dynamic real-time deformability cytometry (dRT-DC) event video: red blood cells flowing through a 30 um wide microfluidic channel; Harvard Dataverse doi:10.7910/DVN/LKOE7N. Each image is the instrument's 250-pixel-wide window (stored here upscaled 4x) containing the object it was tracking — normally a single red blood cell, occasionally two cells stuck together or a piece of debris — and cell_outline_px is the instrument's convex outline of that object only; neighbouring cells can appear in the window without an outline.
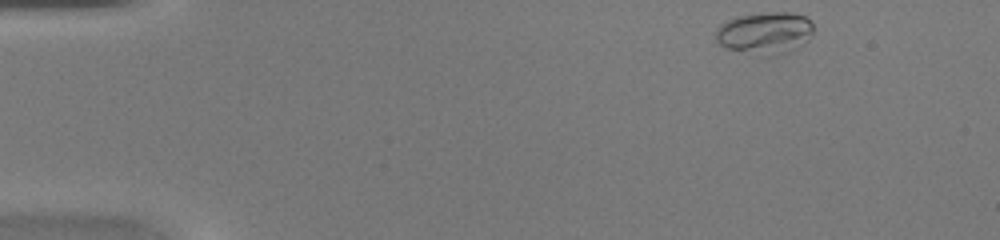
{"species": "common noctule bat (a hibernating species)", "species_latin": "Nyctalus noctula", "temperature_condition": "warm", "stored_images_in_passage": 40, "camera_frame_rate_fps": 3000, "um_per_image_px": 0.085, "animal": {"sex": "female", "body_mass_g": 20.0, "forearm_length_mm": 54.0}, "frame": {"image": 1, "passage_image": 1, "time_ms": 0.0, "image_size_px": [1000, 240], "cell_outline_px": [[812, 36], [804, 44], [780, 56], [760, 56], [728, 48], [720, 44], [716, 40], [716, 28], [720, 24], [736, 16], [768, 12], [788, 12], [804, 16], [812, 20]], "centroid_in_image_um": [65.04, 2.81], "position_along_channel_um": 20.0, "area_um2": 24.28}}
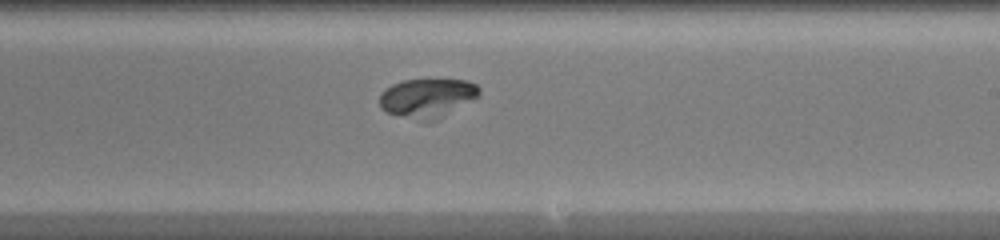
{"frame": {"image": 2, "passage_image": 23, "time_ms": 7.333, "image_size_px": [1000, 240], "cell_outline_px": [[480, 96], [436, 120], [432, 120], [388, 112], [380, 108], [380, 92], [392, 84], [404, 80], [468, 80], [476, 84], [480, 88]], "centroid_in_image_um": [36.36, 8.28], "position_along_channel_um": 252.6, "area_um2": 22.08}}
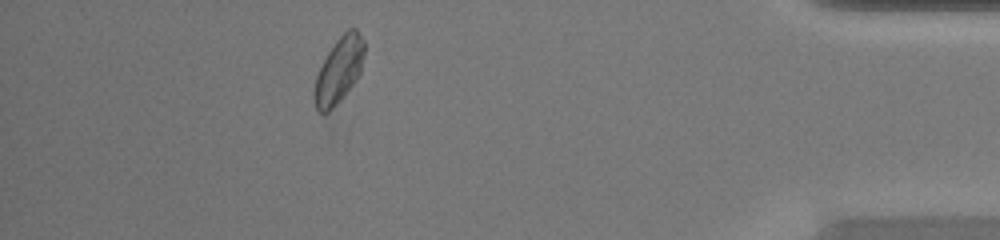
{"frame": {"image": 3, "passage_image": 36, "time_ms": 11.667, "image_size_px": [1000, 240], "cell_outline_px": [[364, 56], [360, 72], [356, 80], [344, 96], [324, 116], [320, 116], [316, 108], [312, 96], [316, 76], [328, 52], [336, 40], [348, 28], [356, 28], [364, 40]], "centroid_in_image_um": [28.79, 6.01], "position_along_channel_um": 406.4, "area_um2": 19.31}}